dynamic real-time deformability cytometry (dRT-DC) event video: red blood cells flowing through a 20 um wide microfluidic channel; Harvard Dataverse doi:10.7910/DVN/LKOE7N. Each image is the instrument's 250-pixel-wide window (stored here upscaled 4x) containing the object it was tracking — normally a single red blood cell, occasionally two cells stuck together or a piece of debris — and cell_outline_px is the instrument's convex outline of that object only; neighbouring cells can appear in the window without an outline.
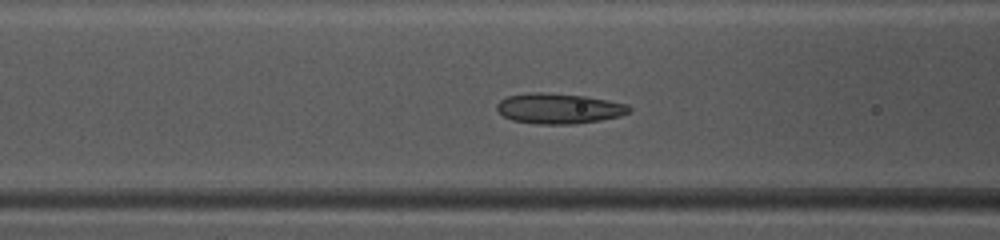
{"species": "common noctule bat (a hibernating species)", "species_latin": "Nyctalus noctula", "temperature_condition": "warm", "stored_images_in_passage": 38, "camera_frame_rate_fps": 3000, "um_per_image_px": 0.085, "animal": {"sex": "female", "body_mass_g": 10.0, "forearm_length_mm": 53.1}, "frame": {"image": 1, "passage_image": 9, "time_ms": 2.667, "image_size_px": [1000, 240], "cell_outline_px": [[632, 112], [620, 116], [600, 120], [576, 124], [536, 124], [512, 120], [504, 116], [496, 108], [496, 104], [500, 100], [508, 96], [528, 92], [540, 92], [584, 96], [608, 100], [628, 104], [632, 108]], "centroid_in_image_um": [47.53, 9.22], "position_along_channel_um": 119.1, "area_um2": 23.52}}
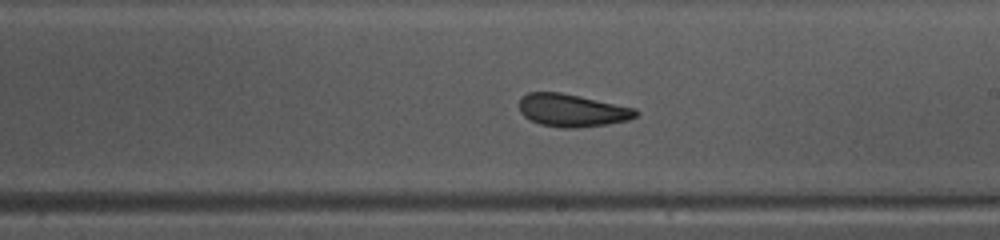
{"frame": {"image": 2, "passage_image": 18, "time_ms": 5.667, "image_size_px": [1000, 240], "cell_outline_px": [[640, 112], [636, 116], [628, 120], [608, 124], [576, 128], [560, 128], [540, 124], [524, 116], [520, 112], [520, 100], [528, 92], [560, 92], [636, 108]], "centroid_in_image_um": [48.65, 9.39], "position_along_channel_um": 240.3, "area_um2": 22.14}}
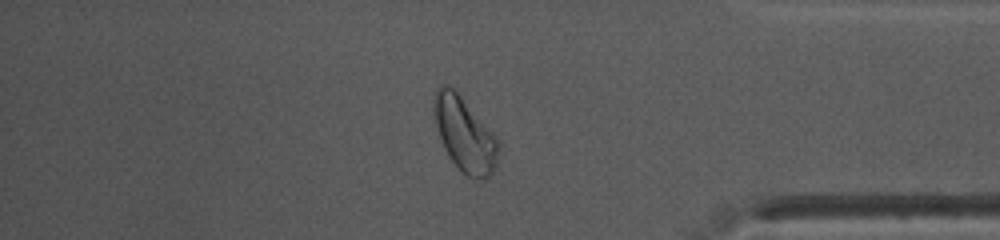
{"frame": {"image": 3, "passage_image": 31, "time_ms": 10.0, "image_size_px": [1000, 240], "cell_outline_px": [[496, 164], [492, 172], [484, 180], [472, 180], [460, 172], [444, 148], [432, 112], [432, 104], [436, 88], [440, 84], [448, 84], [456, 88], [460, 92], [496, 136]], "centroid_in_image_um": [39.45, 11.36], "position_along_channel_um": 395.8, "area_um2": 28.32}, "authors_computed_cell_mechanics": {"area_um2": 23.3223, "velocity_mm_per_s": 4.0401, "shape_relaxation_time_tau1_ms": 8.1273, "shape_relaxation_time_tau2_ms": 2.0433, "deformation_change_tau1": 0.1615, "deformation_change_tau2": 0.0579}}